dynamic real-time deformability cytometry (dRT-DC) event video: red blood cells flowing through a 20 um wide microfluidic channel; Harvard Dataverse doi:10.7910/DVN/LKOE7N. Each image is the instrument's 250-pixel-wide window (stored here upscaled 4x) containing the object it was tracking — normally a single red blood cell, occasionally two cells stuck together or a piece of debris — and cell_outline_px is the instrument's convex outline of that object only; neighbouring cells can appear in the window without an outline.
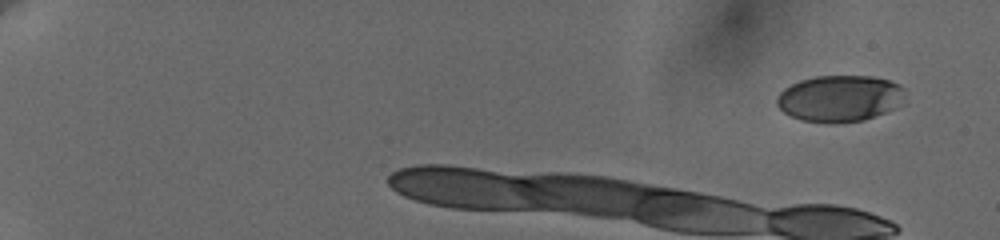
{"species": "human", "species_latin": "Homo sapiens", "temperature_condition": "cold", "stored_images_in_passage": 7, "camera_frame_rate_fps": 3000, "um_per_image_px": 0.085, "donor": {"sex": "female"}, "frame": {"image": 1, "passage_image": 1, "time_ms": 0.0, "image_size_px": [1000, 240], "cell_outline_px": [[904, 88], [892, 108], [884, 112], [864, 120], [836, 124], [824, 124], [800, 120], [784, 112], [776, 104], [776, 96], [784, 88], [800, 80], [816, 76], [872, 76], [888, 80]], "centroid_in_image_um": [71.25, 8.38], "position_along_channel_um": 13.7, "area_um2": 34.33}}
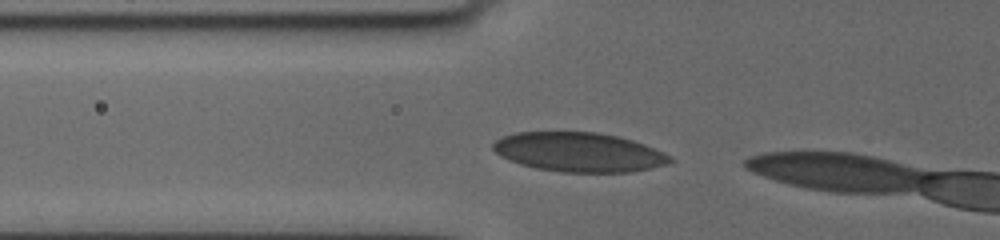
{"frame": {"image": 2, "passage_image": 5, "time_ms": 2.333, "image_size_px": [1000, 240], "cell_outline_px": [[672, 160], [668, 164], [632, 172], [560, 172], [536, 168], [520, 164], [508, 160], [500, 156], [492, 148], [492, 144], [496, 140], [504, 136], [516, 132], [596, 132], [616, 136], [632, 140], [644, 144], [668, 156]], "centroid_in_image_um": [49.15, 12.93], "position_along_channel_um": 76.6, "area_um2": 40.29}}